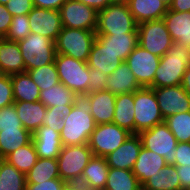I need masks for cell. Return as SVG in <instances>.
I'll return each instance as SVG.
<instances>
[{
    "label": "cell",
    "mask_w": 190,
    "mask_h": 190,
    "mask_svg": "<svg viewBox=\"0 0 190 190\" xmlns=\"http://www.w3.org/2000/svg\"><path fill=\"white\" fill-rule=\"evenodd\" d=\"M33 5L38 8L60 10L66 0H32Z\"/></svg>",
    "instance_id": "49"
},
{
    "label": "cell",
    "mask_w": 190,
    "mask_h": 190,
    "mask_svg": "<svg viewBox=\"0 0 190 190\" xmlns=\"http://www.w3.org/2000/svg\"><path fill=\"white\" fill-rule=\"evenodd\" d=\"M179 143L190 142V111L176 113L164 119Z\"/></svg>",
    "instance_id": "37"
},
{
    "label": "cell",
    "mask_w": 190,
    "mask_h": 190,
    "mask_svg": "<svg viewBox=\"0 0 190 190\" xmlns=\"http://www.w3.org/2000/svg\"><path fill=\"white\" fill-rule=\"evenodd\" d=\"M31 33L41 34L56 41L58 34L63 29L60 10H50L38 7L28 13Z\"/></svg>",
    "instance_id": "15"
},
{
    "label": "cell",
    "mask_w": 190,
    "mask_h": 190,
    "mask_svg": "<svg viewBox=\"0 0 190 190\" xmlns=\"http://www.w3.org/2000/svg\"><path fill=\"white\" fill-rule=\"evenodd\" d=\"M161 114L167 118L190 111V96L181 85L153 88Z\"/></svg>",
    "instance_id": "14"
},
{
    "label": "cell",
    "mask_w": 190,
    "mask_h": 190,
    "mask_svg": "<svg viewBox=\"0 0 190 190\" xmlns=\"http://www.w3.org/2000/svg\"><path fill=\"white\" fill-rule=\"evenodd\" d=\"M113 123L135 134L134 92L116 95Z\"/></svg>",
    "instance_id": "29"
},
{
    "label": "cell",
    "mask_w": 190,
    "mask_h": 190,
    "mask_svg": "<svg viewBox=\"0 0 190 190\" xmlns=\"http://www.w3.org/2000/svg\"><path fill=\"white\" fill-rule=\"evenodd\" d=\"M104 190H142L132 170L109 167Z\"/></svg>",
    "instance_id": "32"
},
{
    "label": "cell",
    "mask_w": 190,
    "mask_h": 190,
    "mask_svg": "<svg viewBox=\"0 0 190 190\" xmlns=\"http://www.w3.org/2000/svg\"><path fill=\"white\" fill-rule=\"evenodd\" d=\"M12 16L27 15L34 7L32 0H9L5 5Z\"/></svg>",
    "instance_id": "43"
},
{
    "label": "cell",
    "mask_w": 190,
    "mask_h": 190,
    "mask_svg": "<svg viewBox=\"0 0 190 190\" xmlns=\"http://www.w3.org/2000/svg\"><path fill=\"white\" fill-rule=\"evenodd\" d=\"M142 190H181L176 166L166 164L155 176L142 184Z\"/></svg>",
    "instance_id": "30"
},
{
    "label": "cell",
    "mask_w": 190,
    "mask_h": 190,
    "mask_svg": "<svg viewBox=\"0 0 190 190\" xmlns=\"http://www.w3.org/2000/svg\"><path fill=\"white\" fill-rule=\"evenodd\" d=\"M125 62L133 72L141 87H149L155 78V72L160 63V57L151 54L140 45L135 47Z\"/></svg>",
    "instance_id": "13"
},
{
    "label": "cell",
    "mask_w": 190,
    "mask_h": 190,
    "mask_svg": "<svg viewBox=\"0 0 190 190\" xmlns=\"http://www.w3.org/2000/svg\"><path fill=\"white\" fill-rule=\"evenodd\" d=\"M83 4L94 8L97 12L112 3V0H77Z\"/></svg>",
    "instance_id": "50"
},
{
    "label": "cell",
    "mask_w": 190,
    "mask_h": 190,
    "mask_svg": "<svg viewBox=\"0 0 190 190\" xmlns=\"http://www.w3.org/2000/svg\"><path fill=\"white\" fill-rule=\"evenodd\" d=\"M141 147L139 134H131L120 147L105 157L106 162L109 167L132 170Z\"/></svg>",
    "instance_id": "16"
},
{
    "label": "cell",
    "mask_w": 190,
    "mask_h": 190,
    "mask_svg": "<svg viewBox=\"0 0 190 190\" xmlns=\"http://www.w3.org/2000/svg\"><path fill=\"white\" fill-rule=\"evenodd\" d=\"M32 141V134L26 129H10L0 132V153L6 158L21 146Z\"/></svg>",
    "instance_id": "34"
},
{
    "label": "cell",
    "mask_w": 190,
    "mask_h": 190,
    "mask_svg": "<svg viewBox=\"0 0 190 190\" xmlns=\"http://www.w3.org/2000/svg\"><path fill=\"white\" fill-rule=\"evenodd\" d=\"M25 72V63L18 42L0 38V74L13 75Z\"/></svg>",
    "instance_id": "21"
},
{
    "label": "cell",
    "mask_w": 190,
    "mask_h": 190,
    "mask_svg": "<svg viewBox=\"0 0 190 190\" xmlns=\"http://www.w3.org/2000/svg\"><path fill=\"white\" fill-rule=\"evenodd\" d=\"M95 38V31L63 27L55 41L56 53L87 62Z\"/></svg>",
    "instance_id": "5"
},
{
    "label": "cell",
    "mask_w": 190,
    "mask_h": 190,
    "mask_svg": "<svg viewBox=\"0 0 190 190\" xmlns=\"http://www.w3.org/2000/svg\"><path fill=\"white\" fill-rule=\"evenodd\" d=\"M9 0H0V4L6 5Z\"/></svg>",
    "instance_id": "57"
},
{
    "label": "cell",
    "mask_w": 190,
    "mask_h": 190,
    "mask_svg": "<svg viewBox=\"0 0 190 190\" xmlns=\"http://www.w3.org/2000/svg\"><path fill=\"white\" fill-rule=\"evenodd\" d=\"M38 155L35 150L34 144L31 141L25 146H21L14 152H11L5 160L18 171L25 175L32 169L38 160Z\"/></svg>",
    "instance_id": "35"
},
{
    "label": "cell",
    "mask_w": 190,
    "mask_h": 190,
    "mask_svg": "<svg viewBox=\"0 0 190 190\" xmlns=\"http://www.w3.org/2000/svg\"><path fill=\"white\" fill-rule=\"evenodd\" d=\"M92 156L88 144L63 146L57 157L60 178L67 184H78Z\"/></svg>",
    "instance_id": "6"
},
{
    "label": "cell",
    "mask_w": 190,
    "mask_h": 190,
    "mask_svg": "<svg viewBox=\"0 0 190 190\" xmlns=\"http://www.w3.org/2000/svg\"><path fill=\"white\" fill-rule=\"evenodd\" d=\"M64 123V115L61 110L47 109L45 117L43 119V125L53 129L54 131H60Z\"/></svg>",
    "instance_id": "44"
},
{
    "label": "cell",
    "mask_w": 190,
    "mask_h": 190,
    "mask_svg": "<svg viewBox=\"0 0 190 190\" xmlns=\"http://www.w3.org/2000/svg\"><path fill=\"white\" fill-rule=\"evenodd\" d=\"M169 9L177 12H189L190 0H174L170 5Z\"/></svg>",
    "instance_id": "51"
},
{
    "label": "cell",
    "mask_w": 190,
    "mask_h": 190,
    "mask_svg": "<svg viewBox=\"0 0 190 190\" xmlns=\"http://www.w3.org/2000/svg\"><path fill=\"white\" fill-rule=\"evenodd\" d=\"M135 134L164 122L153 88L141 87L134 92Z\"/></svg>",
    "instance_id": "8"
},
{
    "label": "cell",
    "mask_w": 190,
    "mask_h": 190,
    "mask_svg": "<svg viewBox=\"0 0 190 190\" xmlns=\"http://www.w3.org/2000/svg\"><path fill=\"white\" fill-rule=\"evenodd\" d=\"M90 97L87 94H76L71 112L64 117L60 130L63 146L88 144L95 129V121L90 114Z\"/></svg>",
    "instance_id": "1"
},
{
    "label": "cell",
    "mask_w": 190,
    "mask_h": 190,
    "mask_svg": "<svg viewBox=\"0 0 190 190\" xmlns=\"http://www.w3.org/2000/svg\"><path fill=\"white\" fill-rule=\"evenodd\" d=\"M25 177L26 184H37L50 179L60 178L57 159L38 158Z\"/></svg>",
    "instance_id": "33"
},
{
    "label": "cell",
    "mask_w": 190,
    "mask_h": 190,
    "mask_svg": "<svg viewBox=\"0 0 190 190\" xmlns=\"http://www.w3.org/2000/svg\"><path fill=\"white\" fill-rule=\"evenodd\" d=\"M128 4L111 3L97 13L96 35L138 33Z\"/></svg>",
    "instance_id": "3"
},
{
    "label": "cell",
    "mask_w": 190,
    "mask_h": 190,
    "mask_svg": "<svg viewBox=\"0 0 190 190\" xmlns=\"http://www.w3.org/2000/svg\"><path fill=\"white\" fill-rule=\"evenodd\" d=\"M128 6L137 24L163 19L168 10L161 0H129Z\"/></svg>",
    "instance_id": "28"
},
{
    "label": "cell",
    "mask_w": 190,
    "mask_h": 190,
    "mask_svg": "<svg viewBox=\"0 0 190 190\" xmlns=\"http://www.w3.org/2000/svg\"><path fill=\"white\" fill-rule=\"evenodd\" d=\"M12 104H14V95L11 76L0 74V109Z\"/></svg>",
    "instance_id": "41"
},
{
    "label": "cell",
    "mask_w": 190,
    "mask_h": 190,
    "mask_svg": "<svg viewBox=\"0 0 190 190\" xmlns=\"http://www.w3.org/2000/svg\"><path fill=\"white\" fill-rule=\"evenodd\" d=\"M137 31L139 45L159 57L170 49L173 42L163 19L139 23Z\"/></svg>",
    "instance_id": "10"
},
{
    "label": "cell",
    "mask_w": 190,
    "mask_h": 190,
    "mask_svg": "<svg viewBox=\"0 0 190 190\" xmlns=\"http://www.w3.org/2000/svg\"><path fill=\"white\" fill-rule=\"evenodd\" d=\"M25 174L18 171L6 160L0 166V190H25Z\"/></svg>",
    "instance_id": "36"
},
{
    "label": "cell",
    "mask_w": 190,
    "mask_h": 190,
    "mask_svg": "<svg viewBox=\"0 0 190 190\" xmlns=\"http://www.w3.org/2000/svg\"><path fill=\"white\" fill-rule=\"evenodd\" d=\"M55 66L59 81L75 94L89 93V67L87 62L56 53Z\"/></svg>",
    "instance_id": "7"
},
{
    "label": "cell",
    "mask_w": 190,
    "mask_h": 190,
    "mask_svg": "<svg viewBox=\"0 0 190 190\" xmlns=\"http://www.w3.org/2000/svg\"><path fill=\"white\" fill-rule=\"evenodd\" d=\"M5 161V158L3 157V155L0 153V166L1 164Z\"/></svg>",
    "instance_id": "56"
},
{
    "label": "cell",
    "mask_w": 190,
    "mask_h": 190,
    "mask_svg": "<svg viewBox=\"0 0 190 190\" xmlns=\"http://www.w3.org/2000/svg\"><path fill=\"white\" fill-rule=\"evenodd\" d=\"M12 22V15L5 5L0 4V38H4Z\"/></svg>",
    "instance_id": "47"
},
{
    "label": "cell",
    "mask_w": 190,
    "mask_h": 190,
    "mask_svg": "<svg viewBox=\"0 0 190 190\" xmlns=\"http://www.w3.org/2000/svg\"><path fill=\"white\" fill-rule=\"evenodd\" d=\"M66 185L61 178H55L37 184H26L25 190H63Z\"/></svg>",
    "instance_id": "45"
},
{
    "label": "cell",
    "mask_w": 190,
    "mask_h": 190,
    "mask_svg": "<svg viewBox=\"0 0 190 190\" xmlns=\"http://www.w3.org/2000/svg\"><path fill=\"white\" fill-rule=\"evenodd\" d=\"M29 33H31V30L28 21V14L12 16V22L8 33L4 38L10 41L18 42L25 39Z\"/></svg>",
    "instance_id": "39"
},
{
    "label": "cell",
    "mask_w": 190,
    "mask_h": 190,
    "mask_svg": "<svg viewBox=\"0 0 190 190\" xmlns=\"http://www.w3.org/2000/svg\"><path fill=\"white\" fill-rule=\"evenodd\" d=\"M91 112L95 124L113 123L116 95L107 90L90 92Z\"/></svg>",
    "instance_id": "20"
},
{
    "label": "cell",
    "mask_w": 190,
    "mask_h": 190,
    "mask_svg": "<svg viewBox=\"0 0 190 190\" xmlns=\"http://www.w3.org/2000/svg\"><path fill=\"white\" fill-rule=\"evenodd\" d=\"M161 1L169 8L174 0H161Z\"/></svg>",
    "instance_id": "55"
},
{
    "label": "cell",
    "mask_w": 190,
    "mask_h": 190,
    "mask_svg": "<svg viewBox=\"0 0 190 190\" xmlns=\"http://www.w3.org/2000/svg\"><path fill=\"white\" fill-rule=\"evenodd\" d=\"M96 39L117 55L123 62L139 45L138 33H123L113 35H96Z\"/></svg>",
    "instance_id": "24"
},
{
    "label": "cell",
    "mask_w": 190,
    "mask_h": 190,
    "mask_svg": "<svg viewBox=\"0 0 190 190\" xmlns=\"http://www.w3.org/2000/svg\"><path fill=\"white\" fill-rule=\"evenodd\" d=\"M163 20L172 41L190 47V11L177 12L168 8Z\"/></svg>",
    "instance_id": "23"
},
{
    "label": "cell",
    "mask_w": 190,
    "mask_h": 190,
    "mask_svg": "<svg viewBox=\"0 0 190 190\" xmlns=\"http://www.w3.org/2000/svg\"><path fill=\"white\" fill-rule=\"evenodd\" d=\"M139 136L144 148L164 157L166 164L175 165V147L178 141L164 122L141 131Z\"/></svg>",
    "instance_id": "9"
},
{
    "label": "cell",
    "mask_w": 190,
    "mask_h": 190,
    "mask_svg": "<svg viewBox=\"0 0 190 190\" xmlns=\"http://www.w3.org/2000/svg\"><path fill=\"white\" fill-rule=\"evenodd\" d=\"M140 88L141 86L136 81L128 64L123 61L121 65L108 76L105 90L112 92L114 95H119L135 92Z\"/></svg>",
    "instance_id": "25"
},
{
    "label": "cell",
    "mask_w": 190,
    "mask_h": 190,
    "mask_svg": "<svg viewBox=\"0 0 190 190\" xmlns=\"http://www.w3.org/2000/svg\"><path fill=\"white\" fill-rule=\"evenodd\" d=\"M165 165L164 157L142 146L132 172L142 185L149 177L155 176Z\"/></svg>",
    "instance_id": "22"
},
{
    "label": "cell",
    "mask_w": 190,
    "mask_h": 190,
    "mask_svg": "<svg viewBox=\"0 0 190 190\" xmlns=\"http://www.w3.org/2000/svg\"><path fill=\"white\" fill-rule=\"evenodd\" d=\"M108 172L109 166L105 157L92 156L78 184L87 190H104Z\"/></svg>",
    "instance_id": "19"
},
{
    "label": "cell",
    "mask_w": 190,
    "mask_h": 190,
    "mask_svg": "<svg viewBox=\"0 0 190 190\" xmlns=\"http://www.w3.org/2000/svg\"><path fill=\"white\" fill-rule=\"evenodd\" d=\"M181 86L190 96V65L186 68V71L183 74Z\"/></svg>",
    "instance_id": "52"
},
{
    "label": "cell",
    "mask_w": 190,
    "mask_h": 190,
    "mask_svg": "<svg viewBox=\"0 0 190 190\" xmlns=\"http://www.w3.org/2000/svg\"><path fill=\"white\" fill-rule=\"evenodd\" d=\"M190 47L172 42L170 49L160 57L159 66L150 88L181 85L183 74L190 65Z\"/></svg>",
    "instance_id": "2"
},
{
    "label": "cell",
    "mask_w": 190,
    "mask_h": 190,
    "mask_svg": "<svg viewBox=\"0 0 190 190\" xmlns=\"http://www.w3.org/2000/svg\"><path fill=\"white\" fill-rule=\"evenodd\" d=\"M97 11L77 0H66L60 8L63 27L96 30Z\"/></svg>",
    "instance_id": "12"
},
{
    "label": "cell",
    "mask_w": 190,
    "mask_h": 190,
    "mask_svg": "<svg viewBox=\"0 0 190 190\" xmlns=\"http://www.w3.org/2000/svg\"><path fill=\"white\" fill-rule=\"evenodd\" d=\"M77 190H87V189H84L79 184H77Z\"/></svg>",
    "instance_id": "58"
},
{
    "label": "cell",
    "mask_w": 190,
    "mask_h": 190,
    "mask_svg": "<svg viewBox=\"0 0 190 190\" xmlns=\"http://www.w3.org/2000/svg\"><path fill=\"white\" fill-rule=\"evenodd\" d=\"M63 190H77V184H67Z\"/></svg>",
    "instance_id": "53"
},
{
    "label": "cell",
    "mask_w": 190,
    "mask_h": 190,
    "mask_svg": "<svg viewBox=\"0 0 190 190\" xmlns=\"http://www.w3.org/2000/svg\"><path fill=\"white\" fill-rule=\"evenodd\" d=\"M175 152V166H182V163H190V142H178Z\"/></svg>",
    "instance_id": "46"
},
{
    "label": "cell",
    "mask_w": 190,
    "mask_h": 190,
    "mask_svg": "<svg viewBox=\"0 0 190 190\" xmlns=\"http://www.w3.org/2000/svg\"><path fill=\"white\" fill-rule=\"evenodd\" d=\"M18 45L25 63V72L55 62V42L46 36L29 33L25 39L18 41Z\"/></svg>",
    "instance_id": "4"
},
{
    "label": "cell",
    "mask_w": 190,
    "mask_h": 190,
    "mask_svg": "<svg viewBox=\"0 0 190 190\" xmlns=\"http://www.w3.org/2000/svg\"><path fill=\"white\" fill-rule=\"evenodd\" d=\"M11 82L13 87L14 102H36L39 101L40 89L31 79L27 72L13 74Z\"/></svg>",
    "instance_id": "31"
},
{
    "label": "cell",
    "mask_w": 190,
    "mask_h": 190,
    "mask_svg": "<svg viewBox=\"0 0 190 190\" xmlns=\"http://www.w3.org/2000/svg\"><path fill=\"white\" fill-rule=\"evenodd\" d=\"M26 72L38 85L40 91L49 89L60 82L55 63H50L39 68L27 70Z\"/></svg>",
    "instance_id": "38"
},
{
    "label": "cell",
    "mask_w": 190,
    "mask_h": 190,
    "mask_svg": "<svg viewBox=\"0 0 190 190\" xmlns=\"http://www.w3.org/2000/svg\"><path fill=\"white\" fill-rule=\"evenodd\" d=\"M176 170L181 183V190H190V163H182V166H176Z\"/></svg>",
    "instance_id": "48"
},
{
    "label": "cell",
    "mask_w": 190,
    "mask_h": 190,
    "mask_svg": "<svg viewBox=\"0 0 190 190\" xmlns=\"http://www.w3.org/2000/svg\"><path fill=\"white\" fill-rule=\"evenodd\" d=\"M75 95L71 89L59 82L49 89L41 90L39 101L47 109L61 110V113L66 117L72 110Z\"/></svg>",
    "instance_id": "18"
},
{
    "label": "cell",
    "mask_w": 190,
    "mask_h": 190,
    "mask_svg": "<svg viewBox=\"0 0 190 190\" xmlns=\"http://www.w3.org/2000/svg\"><path fill=\"white\" fill-rule=\"evenodd\" d=\"M89 76V93L99 92L106 89L108 75H105L96 68H89Z\"/></svg>",
    "instance_id": "42"
},
{
    "label": "cell",
    "mask_w": 190,
    "mask_h": 190,
    "mask_svg": "<svg viewBox=\"0 0 190 190\" xmlns=\"http://www.w3.org/2000/svg\"><path fill=\"white\" fill-rule=\"evenodd\" d=\"M122 61L115 53L103 46L96 38L92 44L87 65L89 68H96L105 75H110Z\"/></svg>",
    "instance_id": "27"
},
{
    "label": "cell",
    "mask_w": 190,
    "mask_h": 190,
    "mask_svg": "<svg viewBox=\"0 0 190 190\" xmlns=\"http://www.w3.org/2000/svg\"><path fill=\"white\" fill-rule=\"evenodd\" d=\"M10 129H25L18 118L14 104L0 109V132Z\"/></svg>",
    "instance_id": "40"
},
{
    "label": "cell",
    "mask_w": 190,
    "mask_h": 190,
    "mask_svg": "<svg viewBox=\"0 0 190 190\" xmlns=\"http://www.w3.org/2000/svg\"><path fill=\"white\" fill-rule=\"evenodd\" d=\"M14 106L23 127L31 134L43 125L47 107L42 102L18 101L14 102Z\"/></svg>",
    "instance_id": "26"
},
{
    "label": "cell",
    "mask_w": 190,
    "mask_h": 190,
    "mask_svg": "<svg viewBox=\"0 0 190 190\" xmlns=\"http://www.w3.org/2000/svg\"><path fill=\"white\" fill-rule=\"evenodd\" d=\"M129 0H112V3H123L128 4Z\"/></svg>",
    "instance_id": "54"
},
{
    "label": "cell",
    "mask_w": 190,
    "mask_h": 190,
    "mask_svg": "<svg viewBox=\"0 0 190 190\" xmlns=\"http://www.w3.org/2000/svg\"><path fill=\"white\" fill-rule=\"evenodd\" d=\"M130 135V132L117 124H98L90 136L88 145L93 156L106 157L120 147Z\"/></svg>",
    "instance_id": "11"
},
{
    "label": "cell",
    "mask_w": 190,
    "mask_h": 190,
    "mask_svg": "<svg viewBox=\"0 0 190 190\" xmlns=\"http://www.w3.org/2000/svg\"><path fill=\"white\" fill-rule=\"evenodd\" d=\"M32 142L39 158L57 159L63 147L60 131L42 125L32 134Z\"/></svg>",
    "instance_id": "17"
}]
</instances>
